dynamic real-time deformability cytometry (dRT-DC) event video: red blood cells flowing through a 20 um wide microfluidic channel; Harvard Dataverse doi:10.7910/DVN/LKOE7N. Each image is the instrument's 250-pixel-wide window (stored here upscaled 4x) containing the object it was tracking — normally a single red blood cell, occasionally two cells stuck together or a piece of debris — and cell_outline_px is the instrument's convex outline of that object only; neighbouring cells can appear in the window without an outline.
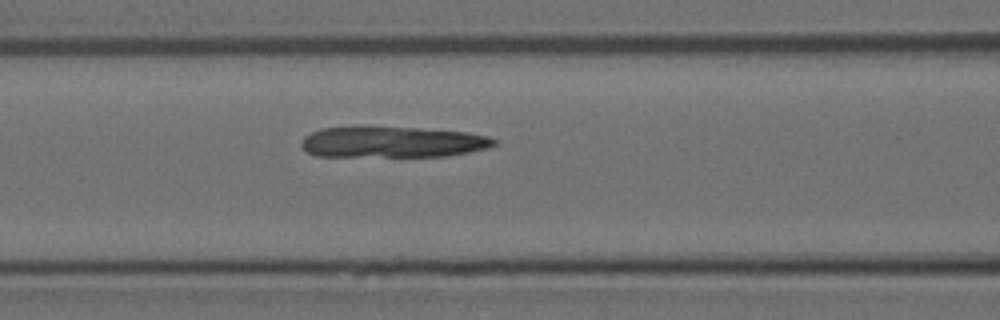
{"species": "Egyptian fruit bat (a non-hibernating species)", "species_latin": "Rousettus aegyptiacus", "temperature_condition": "room temperature", "stored_images_in_passage": 33, "camera_frame_rate_fps": 3000, "um_per_image_px": 0.085, "animal": {"sex": "female"}, "frame": {"image": 1, "passage_image": 12, "time_ms": 3.667, "image_size_px": [1000, 320], "cell_outline_px": [[496, 144], [488, 148], [468, 152], [444, 156], [316, 156], [308, 152], [300, 144], [304, 136], [320, 128], [356, 124], [416, 128], [468, 132], [488, 136], [496, 140]], "centroid_in_image_um": [33.28, 12.04], "position_along_channel_um": 133.3, "area_um2": 35.66}}
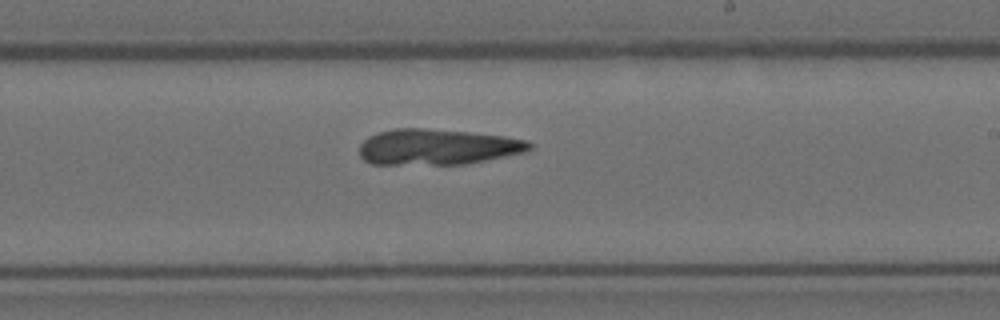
{"frame": {"image": 2, "passage_image": 21, "time_ms": 6.667, "image_size_px": [1000, 320], "cell_outline_px": [[532, 148], [524, 152], [464, 164], [372, 164], [364, 160], [360, 156], [360, 144], [368, 136], [376, 132], [392, 128], [424, 128], [468, 132], [504, 136], [528, 140], [532, 144]], "centroid_in_image_um": [37.14, 12.48], "position_along_channel_um": 251.9, "area_um2": 35.43}}
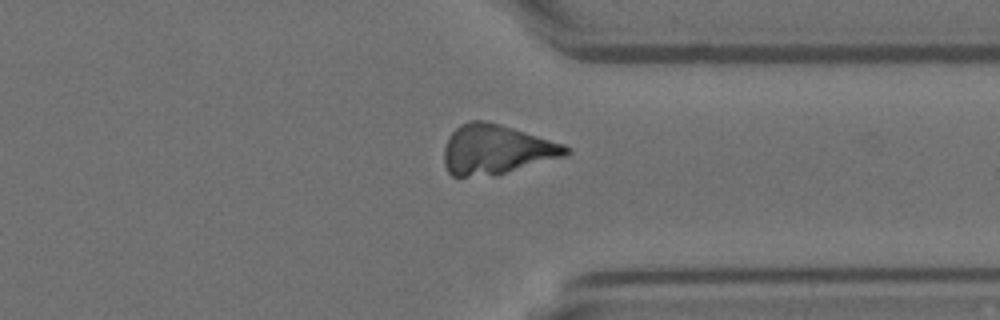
{"frame": {"image": 3, "passage_image": 30, "time_ms": 9.667, "image_size_px": [1000, 320], "cell_outline_px": [[572, 152], [564, 156], [496, 176], [452, 176], [448, 172], [444, 164], [444, 148], [448, 136], [460, 124], [468, 120], [488, 120], [564, 144], [572, 148]], "centroid_in_image_um": [42.17, 12.71], "position_along_channel_um": 369.2, "area_um2": 35.6}}